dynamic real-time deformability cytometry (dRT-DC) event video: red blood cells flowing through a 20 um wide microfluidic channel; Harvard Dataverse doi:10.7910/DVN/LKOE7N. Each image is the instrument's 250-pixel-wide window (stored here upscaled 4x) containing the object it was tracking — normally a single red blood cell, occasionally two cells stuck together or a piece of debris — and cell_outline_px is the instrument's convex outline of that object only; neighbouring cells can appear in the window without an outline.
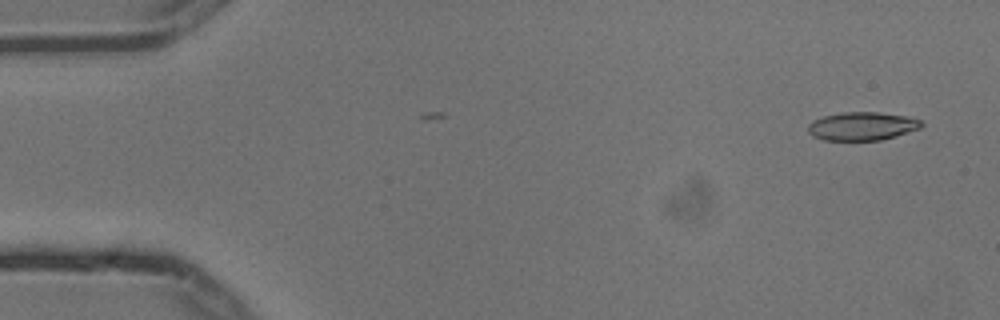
{"species": "common noctule bat (a hibernating species)", "species_latin": "Nyctalus noctula", "temperature_condition": "cold", "stored_images_in_passage": 2, "camera_frame_rate_fps": 3000, "um_per_image_px": 0.085, "animal": {"sex": "male", "body_mass_g": 13.3}, "frame": {"image": 1, "passage_image": 2, "time_ms": 0.333, "image_size_px": [1000, 320], "cell_outline_px": [[924, 124], [920, 128], [896, 136], [880, 140], [824, 140], [812, 136], [808, 132], [808, 124], [812, 120], [824, 116], [844, 112], [880, 112], [904, 116], [920, 120]], "centroid_in_image_um": [73.25, 10.72], "position_along_channel_um": 11.7, "area_um2": 18.67}}